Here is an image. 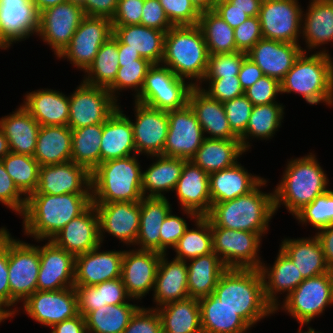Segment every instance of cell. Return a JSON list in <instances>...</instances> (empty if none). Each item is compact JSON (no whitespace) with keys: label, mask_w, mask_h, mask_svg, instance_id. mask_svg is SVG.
I'll use <instances>...</instances> for the list:
<instances>
[{"label":"cell","mask_w":333,"mask_h":333,"mask_svg":"<svg viewBox=\"0 0 333 333\" xmlns=\"http://www.w3.org/2000/svg\"><path fill=\"white\" fill-rule=\"evenodd\" d=\"M188 104L195 112L197 120L207 138L239 139L231 130L223 103L210 98L199 87H193L188 96Z\"/></svg>","instance_id":"f546056e"},{"label":"cell","mask_w":333,"mask_h":333,"mask_svg":"<svg viewBox=\"0 0 333 333\" xmlns=\"http://www.w3.org/2000/svg\"><path fill=\"white\" fill-rule=\"evenodd\" d=\"M22 195L0 160V202L21 216L26 206V197Z\"/></svg>","instance_id":"e7e4bbea"},{"label":"cell","mask_w":333,"mask_h":333,"mask_svg":"<svg viewBox=\"0 0 333 333\" xmlns=\"http://www.w3.org/2000/svg\"><path fill=\"white\" fill-rule=\"evenodd\" d=\"M194 222H196L197 228L189 229L188 227L173 248L176 252L175 259L187 262L196 257L213 253L210 221L205 216H198Z\"/></svg>","instance_id":"816d5d0a"},{"label":"cell","mask_w":333,"mask_h":333,"mask_svg":"<svg viewBox=\"0 0 333 333\" xmlns=\"http://www.w3.org/2000/svg\"><path fill=\"white\" fill-rule=\"evenodd\" d=\"M306 49L299 44L262 38L248 52L251 59L268 77L281 81Z\"/></svg>","instance_id":"484cf974"},{"label":"cell","mask_w":333,"mask_h":333,"mask_svg":"<svg viewBox=\"0 0 333 333\" xmlns=\"http://www.w3.org/2000/svg\"><path fill=\"white\" fill-rule=\"evenodd\" d=\"M281 94L280 81L263 75L252 86L244 91V95L251 101L253 106L277 103L276 96Z\"/></svg>","instance_id":"6125c7cd"},{"label":"cell","mask_w":333,"mask_h":333,"mask_svg":"<svg viewBox=\"0 0 333 333\" xmlns=\"http://www.w3.org/2000/svg\"><path fill=\"white\" fill-rule=\"evenodd\" d=\"M208 59V48L198 24L173 26L166 32L161 64L171 69L179 78H187L189 81L191 79V85L201 87Z\"/></svg>","instance_id":"5b68a950"},{"label":"cell","mask_w":333,"mask_h":333,"mask_svg":"<svg viewBox=\"0 0 333 333\" xmlns=\"http://www.w3.org/2000/svg\"><path fill=\"white\" fill-rule=\"evenodd\" d=\"M136 155L100 163L91 172L92 203L139 202L143 198Z\"/></svg>","instance_id":"52a82bcc"},{"label":"cell","mask_w":333,"mask_h":333,"mask_svg":"<svg viewBox=\"0 0 333 333\" xmlns=\"http://www.w3.org/2000/svg\"><path fill=\"white\" fill-rule=\"evenodd\" d=\"M39 268V246L17 241L8 231L10 308L37 291Z\"/></svg>","instance_id":"9c48e42d"},{"label":"cell","mask_w":333,"mask_h":333,"mask_svg":"<svg viewBox=\"0 0 333 333\" xmlns=\"http://www.w3.org/2000/svg\"><path fill=\"white\" fill-rule=\"evenodd\" d=\"M113 34L112 22L105 17L86 16L74 32L71 42L57 56L67 59L85 72L102 44Z\"/></svg>","instance_id":"4fadbf2b"},{"label":"cell","mask_w":333,"mask_h":333,"mask_svg":"<svg viewBox=\"0 0 333 333\" xmlns=\"http://www.w3.org/2000/svg\"><path fill=\"white\" fill-rule=\"evenodd\" d=\"M319 230L316 236L322 245L325 262L331 267L333 266V224Z\"/></svg>","instance_id":"11e5206c"},{"label":"cell","mask_w":333,"mask_h":333,"mask_svg":"<svg viewBox=\"0 0 333 333\" xmlns=\"http://www.w3.org/2000/svg\"><path fill=\"white\" fill-rule=\"evenodd\" d=\"M189 262H186L189 297L199 300L213 294L218 280L228 268L214 252Z\"/></svg>","instance_id":"b9f144b4"},{"label":"cell","mask_w":333,"mask_h":333,"mask_svg":"<svg viewBox=\"0 0 333 333\" xmlns=\"http://www.w3.org/2000/svg\"><path fill=\"white\" fill-rule=\"evenodd\" d=\"M150 157H155L156 162L152 163L145 172L142 171L143 197L164 198L166 197L164 196L165 191H174L187 160L163 155H152Z\"/></svg>","instance_id":"f35d334b"},{"label":"cell","mask_w":333,"mask_h":333,"mask_svg":"<svg viewBox=\"0 0 333 333\" xmlns=\"http://www.w3.org/2000/svg\"><path fill=\"white\" fill-rule=\"evenodd\" d=\"M187 228L186 220L171 210L160 228V253L167 254V248H174Z\"/></svg>","instance_id":"03108f58"},{"label":"cell","mask_w":333,"mask_h":333,"mask_svg":"<svg viewBox=\"0 0 333 333\" xmlns=\"http://www.w3.org/2000/svg\"><path fill=\"white\" fill-rule=\"evenodd\" d=\"M298 333H322V332L315 331V329L308 327V331L303 332L302 329H299Z\"/></svg>","instance_id":"b62a3aed"},{"label":"cell","mask_w":333,"mask_h":333,"mask_svg":"<svg viewBox=\"0 0 333 333\" xmlns=\"http://www.w3.org/2000/svg\"><path fill=\"white\" fill-rule=\"evenodd\" d=\"M10 152L9 143L5 137L4 131L0 127V160Z\"/></svg>","instance_id":"deb4b68c"},{"label":"cell","mask_w":333,"mask_h":333,"mask_svg":"<svg viewBox=\"0 0 333 333\" xmlns=\"http://www.w3.org/2000/svg\"><path fill=\"white\" fill-rule=\"evenodd\" d=\"M135 103V120L131 121L136 154L162 155L169 130L168 112Z\"/></svg>","instance_id":"d6986e66"},{"label":"cell","mask_w":333,"mask_h":333,"mask_svg":"<svg viewBox=\"0 0 333 333\" xmlns=\"http://www.w3.org/2000/svg\"><path fill=\"white\" fill-rule=\"evenodd\" d=\"M1 161L23 196L27 198L36 191L40 164L33 156L9 152Z\"/></svg>","instance_id":"f5cc1de1"},{"label":"cell","mask_w":333,"mask_h":333,"mask_svg":"<svg viewBox=\"0 0 333 333\" xmlns=\"http://www.w3.org/2000/svg\"><path fill=\"white\" fill-rule=\"evenodd\" d=\"M247 53L234 52L224 54H209L207 70L204 78H222L238 76Z\"/></svg>","instance_id":"9f6ffc18"},{"label":"cell","mask_w":333,"mask_h":333,"mask_svg":"<svg viewBox=\"0 0 333 333\" xmlns=\"http://www.w3.org/2000/svg\"><path fill=\"white\" fill-rule=\"evenodd\" d=\"M191 2L200 12L214 9V0H191Z\"/></svg>","instance_id":"979ff035"},{"label":"cell","mask_w":333,"mask_h":333,"mask_svg":"<svg viewBox=\"0 0 333 333\" xmlns=\"http://www.w3.org/2000/svg\"><path fill=\"white\" fill-rule=\"evenodd\" d=\"M155 309L161 318L162 333H202L198 299L189 297Z\"/></svg>","instance_id":"7bdbcfd3"},{"label":"cell","mask_w":333,"mask_h":333,"mask_svg":"<svg viewBox=\"0 0 333 333\" xmlns=\"http://www.w3.org/2000/svg\"><path fill=\"white\" fill-rule=\"evenodd\" d=\"M225 1H229V0H214V7L216 4L221 3V2H225Z\"/></svg>","instance_id":"5803f987"},{"label":"cell","mask_w":333,"mask_h":333,"mask_svg":"<svg viewBox=\"0 0 333 333\" xmlns=\"http://www.w3.org/2000/svg\"><path fill=\"white\" fill-rule=\"evenodd\" d=\"M232 132L240 139L247 128L253 104L243 94L223 103Z\"/></svg>","instance_id":"91938a15"},{"label":"cell","mask_w":333,"mask_h":333,"mask_svg":"<svg viewBox=\"0 0 333 333\" xmlns=\"http://www.w3.org/2000/svg\"><path fill=\"white\" fill-rule=\"evenodd\" d=\"M51 333H87L86 320L81 314L51 327Z\"/></svg>","instance_id":"34e18365"},{"label":"cell","mask_w":333,"mask_h":333,"mask_svg":"<svg viewBox=\"0 0 333 333\" xmlns=\"http://www.w3.org/2000/svg\"><path fill=\"white\" fill-rule=\"evenodd\" d=\"M202 333H246L251 327L213 294L199 299Z\"/></svg>","instance_id":"ee69618b"},{"label":"cell","mask_w":333,"mask_h":333,"mask_svg":"<svg viewBox=\"0 0 333 333\" xmlns=\"http://www.w3.org/2000/svg\"><path fill=\"white\" fill-rule=\"evenodd\" d=\"M263 0H229L235 7L240 8L250 17L259 16Z\"/></svg>","instance_id":"2a66077c"},{"label":"cell","mask_w":333,"mask_h":333,"mask_svg":"<svg viewBox=\"0 0 333 333\" xmlns=\"http://www.w3.org/2000/svg\"><path fill=\"white\" fill-rule=\"evenodd\" d=\"M120 108L102 124L101 163L136 154L131 120Z\"/></svg>","instance_id":"f1b7e54d"},{"label":"cell","mask_w":333,"mask_h":333,"mask_svg":"<svg viewBox=\"0 0 333 333\" xmlns=\"http://www.w3.org/2000/svg\"><path fill=\"white\" fill-rule=\"evenodd\" d=\"M266 184L267 180L263 179L248 194L212 204L205 216L210 226L259 233L261 236L267 233L275 209L273 193L260 191Z\"/></svg>","instance_id":"3957f363"},{"label":"cell","mask_w":333,"mask_h":333,"mask_svg":"<svg viewBox=\"0 0 333 333\" xmlns=\"http://www.w3.org/2000/svg\"><path fill=\"white\" fill-rule=\"evenodd\" d=\"M99 218L100 242L104 233L121 240L127 245H134L139 233L140 201L93 203Z\"/></svg>","instance_id":"ffe728a7"},{"label":"cell","mask_w":333,"mask_h":333,"mask_svg":"<svg viewBox=\"0 0 333 333\" xmlns=\"http://www.w3.org/2000/svg\"><path fill=\"white\" fill-rule=\"evenodd\" d=\"M329 275L331 278V282H332V294H333V266L329 267Z\"/></svg>","instance_id":"603ad722"},{"label":"cell","mask_w":333,"mask_h":333,"mask_svg":"<svg viewBox=\"0 0 333 333\" xmlns=\"http://www.w3.org/2000/svg\"><path fill=\"white\" fill-rule=\"evenodd\" d=\"M107 88L91 86L83 81L69 95L68 126L77 129L103 124L119 107Z\"/></svg>","instance_id":"7c38bea8"},{"label":"cell","mask_w":333,"mask_h":333,"mask_svg":"<svg viewBox=\"0 0 333 333\" xmlns=\"http://www.w3.org/2000/svg\"><path fill=\"white\" fill-rule=\"evenodd\" d=\"M140 306L132 303L105 305L86 317L87 333H122Z\"/></svg>","instance_id":"7dc6e473"},{"label":"cell","mask_w":333,"mask_h":333,"mask_svg":"<svg viewBox=\"0 0 333 333\" xmlns=\"http://www.w3.org/2000/svg\"><path fill=\"white\" fill-rule=\"evenodd\" d=\"M118 39L112 34L100 47L92 64L85 71L83 82L108 88L115 80L119 69Z\"/></svg>","instance_id":"c3c4849f"},{"label":"cell","mask_w":333,"mask_h":333,"mask_svg":"<svg viewBox=\"0 0 333 333\" xmlns=\"http://www.w3.org/2000/svg\"><path fill=\"white\" fill-rule=\"evenodd\" d=\"M323 49L308 56L302 52L280 81L281 94L297 93L310 105L333 104V58Z\"/></svg>","instance_id":"8992f818"},{"label":"cell","mask_w":333,"mask_h":333,"mask_svg":"<svg viewBox=\"0 0 333 333\" xmlns=\"http://www.w3.org/2000/svg\"><path fill=\"white\" fill-rule=\"evenodd\" d=\"M281 182L273 191L275 213L284 205L294 216L305 205L326 192L329 179L315 155L288 161Z\"/></svg>","instance_id":"277c9868"},{"label":"cell","mask_w":333,"mask_h":333,"mask_svg":"<svg viewBox=\"0 0 333 333\" xmlns=\"http://www.w3.org/2000/svg\"><path fill=\"white\" fill-rule=\"evenodd\" d=\"M144 0H119L112 26L141 25Z\"/></svg>","instance_id":"89a4df30"},{"label":"cell","mask_w":333,"mask_h":333,"mask_svg":"<svg viewBox=\"0 0 333 333\" xmlns=\"http://www.w3.org/2000/svg\"><path fill=\"white\" fill-rule=\"evenodd\" d=\"M10 308L8 272V229L0 228V314L5 318L15 316L17 309ZM7 309V310H6Z\"/></svg>","instance_id":"6f0895ef"},{"label":"cell","mask_w":333,"mask_h":333,"mask_svg":"<svg viewBox=\"0 0 333 333\" xmlns=\"http://www.w3.org/2000/svg\"><path fill=\"white\" fill-rule=\"evenodd\" d=\"M174 191L181 210L191 217V220L206 216L210 212L212 203L209 175L191 160L185 162Z\"/></svg>","instance_id":"7402d4cb"},{"label":"cell","mask_w":333,"mask_h":333,"mask_svg":"<svg viewBox=\"0 0 333 333\" xmlns=\"http://www.w3.org/2000/svg\"><path fill=\"white\" fill-rule=\"evenodd\" d=\"M239 162L209 175L211 203H222L248 194L263 178L247 172Z\"/></svg>","instance_id":"d6a6232c"},{"label":"cell","mask_w":333,"mask_h":333,"mask_svg":"<svg viewBox=\"0 0 333 333\" xmlns=\"http://www.w3.org/2000/svg\"><path fill=\"white\" fill-rule=\"evenodd\" d=\"M40 268L37 281L39 291H57L74 287L75 256L48 240L39 246Z\"/></svg>","instance_id":"603a6c76"},{"label":"cell","mask_w":333,"mask_h":333,"mask_svg":"<svg viewBox=\"0 0 333 333\" xmlns=\"http://www.w3.org/2000/svg\"><path fill=\"white\" fill-rule=\"evenodd\" d=\"M309 3L307 12L302 14L301 34L311 51V48L333 41V0H311Z\"/></svg>","instance_id":"60d3db41"},{"label":"cell","mask_w":333,"mask_h":333,"mask_svg":"<svg viewBox=\"0 0 333 333\" xmlns=\"http://www.w3.org/2000/svg\"><path fill=\"white\" fill-rule=\"evenodd\" d=\"M118 60L119 63H129L134 60H148L142 58L139 52H135L134 50L127 48V44H123L118 40Z\"/></svg>","instance_id":"b9fcfbb0"},{"label":"cell","mask_w":333,"mask_h":333,"mask_svg":"<svg viewBox=\"0 0 333 333\" xmlns=\"http://www.w3.org/2000/svg\"><path fill=\"white\" fill-rule=\"evenodd\" d=\"M37 11L40 13L45 9L54 7L69 0H31Z\"/></svg>","instance_id":"09005b40"},{"label":"cell","mask_w":333,"mask_h":333,"mask_svg":"<svg viewBox=\"0 0 333 333\" xmlns=\"http://www.w3.org/2000/svg\"><path fill=\"white\" fill-rule=\"evenodd\" d=\"M213 11L217 13L232 28H236L250 16L240 8L235 7L229 1L221 2L215 5Z\"/></svg>","instance_id":"8c879c8a"},{"label":"cell","mask_w":333,"mask_h":333,"mask_svg":"<svg viewBox=\"0 0 333 333\" xmlns=\"http://www.w3.org/2000/svg\"><path fill=\"white\" fill-rule=\"evenodd\" d=\"M141 25L165 33L173 27L158 0H144Z\"/></svg>","instance_id":"a7ac6f4b"},{"label":"cell","mask_w":333,"mask_h":333,"mask_svg":"<svg viewBox=\"0 0 333 333\" xmlns=\"http://www.w3.org/2000/svg\"><path fill=\"white\" fill-rule=\"evenodd\" d=\"M333 304L332 282L329 272L304 279L283 301L280 309L287 311L300 324H309Z\"/></svg>","instance_id":"8fae6325"},{"label":"cell","mask_w":333,"mask_h":333,"mask_svg":"<svg viewBox=\"0 0 333 333\" xmlns=\"http://www.w3.org/2000/svg\"><path fill=\"white\" fill-rule=\"evenodd\" d=\"M272 266L267 267L265 263H262L259 270L263 278L265 298L276 313L280 308L277 294L287 292L288 296L304 278L293 261L281 249Z\"/></svg>","instance_id":"1f68e13d"},{"label":"cell","mask_w":333,"mask_h":333,"mask_svg":"<svg viewBox=\"0 0 333 333\" xmlns=\"http://www.w3.org/2000/svg\"><path fill=\"white\" fill-rule=\"evenodd\" d=\"M284 107L280 103L253 106L244 135L239 139L242 148L250 149V137L263 140L271 139L281 126ZM250 136V137H249ZM248 141V142H247Z\"/></svg>","instance_id":"bcb514c9"},{"label":"cell","mask_w":333,"mask_h":333,"mask_svg":"<svg viewBox=\"0 0 333 333\" xmlns=\"http://www.w3.org/2000/svg\"><path fill=\"white\" fill-rule=\"evenodd\" d=\"M51 241L77 256L101 245L99 236V218L92 203L81 215L73 218Z\"/></svg>","instance_id":"d4e9b609"},{"label":"cell","mask_w":333,"mask_h":333,"mask_svg":"<svg viewBox=\"0 0 333 333\" xmlns=\"http://www.w3.org/2000/svg\"><path fill=\"white\" fill-rule=\"evenodd\" d=\"M172 207L166 197H143L140 200L139 233L134 245L138 250L160 253V228Z\"/></svg>","instance_id":"836d02e7"},{"label":"cell","mask_w":333,"mask_h":333,"mask_svg":"<svg viewBox=\"0 0 333 333\" xmlns=\"http://www.w3.org/2000/svg\"><path fill=\"white\" fill-rule=\"evenodd\" d=\"M213 295L234 310L250 327L275 313L265 298L259 269L228 268L218 280Z\"/></svg>","instance_id":"7a4b0ae2"},{"label":"cell","mask_w":333,"mask_h":333,"mask_svg":"<svg viewBox=\"0 0 333 333\" xmlns=\"http://www.w3.org/2000/svg\"><path fill=\"white\" fill-rule=\"evenodd\" d=\"M280 249L293 261L304 279L329 271L322 245L316 235L301 239L285 238Z\"/></svg>","instance_id":"d590c367"},{"label":"cell","mask_w":333,"mask_h":333,"mask_svg":"<svg viewBox=\"0 0 333 333\" xmlns=\"http://www.w3.org/2000/svg\"><path fill=\"white\" fill-rule=\"evenodd\" d=\"M167 254H161L154 291V302L159 308L167 303L189 298L187 264L173 258L168 261Z\"/></svg>","instance_id":"83f0119b"},{"label":"cell","mask_w":333,"mask_h":333,"mask_svg":"<svg viewBox=\"0 0 333 333\" xmlns=\"http://www.w3.org/2000/svg\"><path fill=\"white\" fill-rule=\"evenodd\" d=\"M153 65L149 60H134L129 63H119L114 82L107 88L111 96L117 101L118 91L132 89L135 91L134 98L137 97L143 86L146 74ZM117 91V92H116ZM116 92V93H115Z\"/></svg>","instance_id":"db71d44e"},{"label":"cell","mask_w":333,"mask_h":333,"mask_svg":"<svg viewBox=\"0 0 333 333\" xmlns=\"http://www.w3.org/2000/svg\"><path fill=\"white\" fill-rule=\"evenodd\" d=\"M71 130V161L84 166L91 173L101 163L102 124Z\"/></svg>","instance_id":"681fc988"},{"label":"cell","mask_w":333,"mask_h":333,"mask_svg":"<svg viewBox=\"0 0 333 333\" xmlns=\"http://www.w3.org/2000/svg\"><path fill=\"white\" fill-rule=\"evenodd\" d=\"M193 87L189 81L186 84L185 79L179 78L167 66L153 64L134 101L162 111L177 110L188 104V96Z\"/></svg>","instance_id":"ba28073f"},{"label":"cell","mask_w":333,"mask_h":333,"mask_svg":"<svg viewBox=\"0 0 333 333\" xmlns=\"http://www.w3.org/2000/svg\"><path fill=\"white\" fill-rule=\"evenodd\" d=\"M213 252L227 268L259 269L261 245L259 233L211 227Z\"/></svg>","instance_id":"30bf717a"},{"label":"cell","mask_w":333,"mask_h":333,"mask_svg":"<svg viewBox=\"0 0 333 333\" xmlns=\"http://www.w3.org/2000/svg\"><path fill=\"white\" fill-rule=\"evenodd\" d=\"M169 130L163 156L191 160L205 139L203 129L195 112L187 104L168 111Z\"/></svg>","instance_id":"2e32d148"},{"label":"cell","mask_w":333,"mask_h":333,"mask_svg":"<svg viewBox=\"0 0 333 333\" xmlns=\"http://www.w3.org/2000/svg\"><path fill=\"white\" fill-rule=\"evenodd\" d=\"M208 82L209 87H199L210 98L218 100L221 103L230 101L236 97L242 96L244 90L241 87L238 76L222 77V78H203L202 82Z\"/></svg>","instance_id":"94428289"},{"label":"cell","mask_w":333,"mask_h":333,"mask_svg":"<svg viewBox=\"0 0 333 333\" xmlns=\"http://www.w3.org/2000/svg\"><path fill=\"white\" fill-rule=\"evenodd\" d=\"M23 308L33 320L48 327L79 314L74 287L57 291L37 290L23 302Z\"/></svg>","instance_id":"e0dca14e"},{"label":"cell","mask_w":333,"mask_h":333,"mask_svg":"<svg viewBox=\"0 0 333 333\" xmlns=\"http://www.w3.org/2000/svg\"><path fill=\"white\" fill-rule=\"evenodd\" d=\"M161 253L132 249L123 253L121 278L132 300L142 299L154 289Z\"/></svg>","instance_id":"44dd1931"},{"label":"cell","mask_w":333,"mask_h":333,"mask_svg":"<svg viewBox=\"0 0 333 333\" xmlns=\"http://www.w3.org/2000/svg\"><path fill=\"white\" fill-rule=\"evenodd\" d=\"M262 70L247 56L244 58L238 78L245 91L263 76Z\"/></svg>","instance_id":"753ad0ef"},{"label":"cell","mask_w":333,"mask_h":333,"mask_svg":"<svg viewBox=\"0 0 333 333\" xmlns=\"http://www.w3.org/2000/svg\"><path fill=\"white\" fill-rule=\"evenodd\" d=\"M155 308L139 307L122 333H162L161 318Z\"/></svg>","instance_id":"be15d7a7"},{"label":"cell","mask_w":333,"mask_h":333,"mask_svg":"<svg viewBox=\"0 0 333 333\" xmlns=\"http://www.w3.org/2000/svg\"><path fill=\"white\" fill-rule=\"evenodd\" d=\"M86 17L80 3L67 1L40 12L37 35L58 56L71 42L74 32Z\"/></svg>","instance_id":"9a60e30c"},{"label":"cell","mask_w":333,"mask_h":333,"mask_svg":"<svg viewBox=\"0 0 333 333\" xmlns=\"http://www.w3.org/2000/svg\"><path fill=\"white\" fill-rule=\"evenodd\" d=\"M32 194H91V173L73 161L40 166L38 186Z\"/></svg>","instance_id":"ac0fdd59"},{"label":"cell","mask_w":333,"mask_h":333,"mask_svg":"<svg viewBox=\"0 0 333 333\" xmlns=\"http://www.w3.org/2000/svg\"><path fill=\"white\" fill-rule=\"evenodd\" d=\"M262 38L263 35L258 16L249 17L234 28V40L239 52L247 53Z\"/></svg>","instance_id":"003e7915"},{"label":"cell","mask_w":333,"mask_h":333,"mask_svg":"<svg viewBox=\"0 0 333 333\" xmlns=\"http://www.w3.org/2000/svg\"><path fill=\"white\" fill-rule=\"evenodd\" d=\"M173 26L197 25L201 12L191 0H158Z\"/></svg>","instance_id":"680465c9"},{"label":"cell","mask_w":333,"mask_h":333,"mask_svg":"<svg viewBox=\"0 0 333 333\" xmlns=\"http://www.w3.org/2000/svg\"><path fill=\"white\" fill-rule=\"evenodd\" d=\"M113 35L127 48L139 52L153 64H161L164 56L165 32L143 25L112 26Z\"/></svg>","instance_id":"74e56055"},{"label":"cell","mask_w":333,"mask_h":333,"mask_svg":"<svg viewBox=\"0 0 333 333\" xmlns=\"http://www.w3.org/2000/svg\"><path fill=\"white\" fill-rule=\"evenodd\" d=\"M101 245L75 256L74 286H94L121 277L124 251H102Z\"/></svg>","instance_id":"cb8c5ba5"},{"label":"cell","mask_w":333,"mask_h":333,"mask_svg":"<svg viewBox=\"0 0 333 333\" xmlns=\"http://www.w3.org/2000/svg\"><path fill=\"white\" fill-rule=\"evenodd\" d=\"M298 3V0L262 1L258 17L264 39L299 44L304 11Z\"/></svg>","instance_id":"5bb4252c"},{"label":"cell","mask_w":333,"mask_h":333,"mask_svg":"<svg viewBox=\"0 0 333 333\" xmlns=\"http://www.w3.org/2000/svg\"><path fill=\"white\" fill-rule=\"evenodd\" d=\"M91 204V194H30L21 215L24 232L37 241L51 240Z\"/></svg>","instance_id":"6da1fadb"},{"label":"cell","mask_w":333,"mask_h":333,"mask_svg":"<svg viewBox=\"0 0 333 333\" xmlns=\"http://www.w3.org/2000/svg\"><path fill=\"white\" fill-rule=\"evenodd\" d=\"M198 26L203 32L209 54L237 52L234 28L213 10L201 12Z\"/></svg>","instance_id":"f907efd6"},{"label":"cell","mask_w":333,"mask_h":333,"mask_svg":"<svg viewBox=\"0 0 333 333\" xmlns=\"http://www.w3.org/2000/svg\"><path fill=\"white\" fill-rule=\"evenodd\" d=\"M0 127L9 143L10 152L33 156L40 124L22 106L0 119Z\"/></svg>","instance_id":"e575fe53"},{"label":"cell","mask_w":333,"mask_h":333,"mask_svg":"<svg viewBox=\"0 0 333 333\" xmlns=\"http://www.w3.org/2000/svg\"><path fill=\"white\" fill-rule=\"evenodd\" d=\"M245 152L239 139L205 137L191 161L210 175L234 166Z\"/></svg>","instance_id":"8d00e7d4"},{"label":"cell","mask_w":333,"mask_h":333,"mask_svg":"<svg viewBox=\"0 0 333 333\" xmlns=\"http://www.w3.org/2000/svg\"><path fill=\"white\" fill-rule=\"evenodd\" d=\"M294 216L302 225L309 223L318 231L333 224V191L328 188Z\"/></svg>","instance_id":"11a10c76"},{"label":"cell","mask_w":333,"mask_h":333,"mask_svg":"<svg viewBox=\"0 0 333 333\" xmlns=\"http://www.w3.org/2000/svg\"><path fill=\"white\" fill-rule=\"evenodd\" d=\"M119 0H84L81 3L86 16L105 17L110 20L114 17Z\"/></svg>","instance_id":"2644e50d"},{"label":"cell","mask_w":333,"mask_h":333,"mask_svg":"<svg viewBox=\"0 0 333 333\" xmlns=\"http://www.w3.org/2000/svg\"><path fill=\"white\" fill-rule=\"evenodd\" d=\"M74 288L77 294L78 313L83 317L102 306L125 304L132 299L127 294L121 277L94 286H74Z\"/></svg>","instance_id":"f6af8a7d"},{"label":"cell","mask_w":333,"mask_h":333,"mask_svg":"<svg viewBox=\"0 0 333 333\" xmlns=\"http://www.w3.org/2000/svg\"><path fill=\"white\" fill-rule=\"evenodd\" d=\"M72 130L69 126H40L33 157L40 166L71 161Z\"/></svg>","instance_id":"ab89813d"},{"label":"cell","mask_w":333,"mask_h":333,"mask_svg":"<svg viewBox=\"0 0 333 333\" xmlns=\"http://www.w3.org/2000/svg\"><path fill=\"white\" fill-rule=\"evenodd\" d=\"M22 106L40 126H68L69 96L53 89L26 94Z\"/></svg>","instance_id":"4dcf8cb0"},{"label":"cell","mask_w":333,"mask_h":333,"mask_svg":"<svg viewBox=\"0 0 333 333\" xmlns=\"http://www.w3.org/2000/svg\"><path fill=\"white\" fill-rule=\"evenodd\" d=\"M39 16L31 0H0V30L10 44L37 34Z\"/></svg>","instance_id":"4316f807"},{"label":"cell","mask_w":333,"mask_h":333,"mask_svg":"<svg viewBox=\"0 0 333 333\" xmlns=\"http://www.w3.org/2000/svg\"><path fill=\"white\" fill-rule=\"evenodd\" d=\"M10 46L11 44L3 37V34L0 30V48L7 50Z\"/></svg>","instance_id":"67dfc351"}]
</instances>
